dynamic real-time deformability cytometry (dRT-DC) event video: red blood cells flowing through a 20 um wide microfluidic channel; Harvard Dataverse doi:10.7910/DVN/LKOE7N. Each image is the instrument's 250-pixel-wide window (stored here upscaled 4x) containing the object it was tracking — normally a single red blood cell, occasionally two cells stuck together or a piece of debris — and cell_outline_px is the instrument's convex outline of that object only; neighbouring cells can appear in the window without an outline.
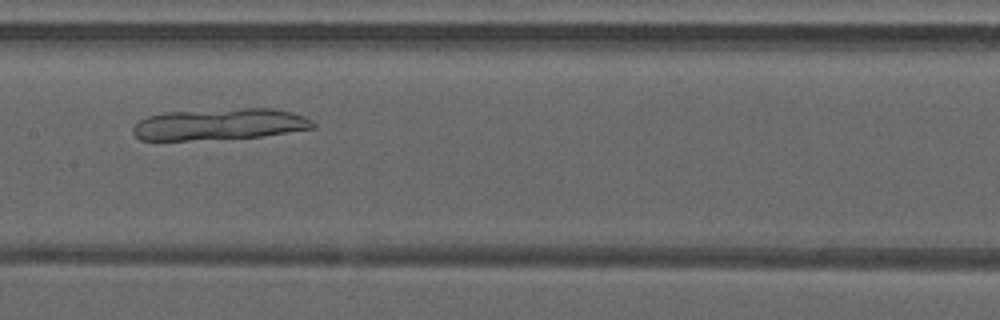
{"species": "common noctule bat (a hibernating species)", "species_latin": "Nyctalus noctula", "temperature_condition": "warm", "stored_images_in_passage": 46, "camera_frame_rate_fps": 3000, "um_per_image_px": 0.085, "animal": {"sex": "male", "forearm_length_mm": 52.5}, "frame": {"image": 1, "passage_image": 22, "time_ms": 7.0, "image_size_px": [1000, 320], "cell_outline_px": [[316, 128], [264, 136], [188, 140], [140, 140], [132, 132], [132, 128], [140, 120], [148, 116], [164, 112], [240, 108], [272, 108], [292, 112], [304, 116], [312, 120], [316, 124]], "centroid_in_image_um": [18.69, 10.55], "position_along_channel_um": 188.7, "area_um2": 33.12}}
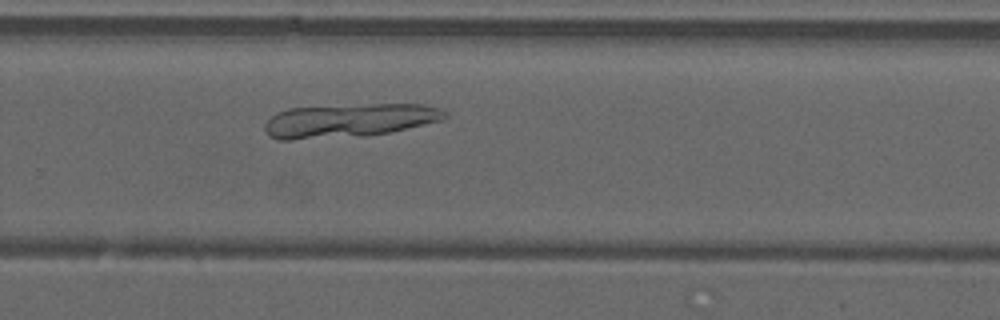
{"frame": {"image": 2, "passage_image": 30, "time_ms": 9.667, "image_size_px": [1000, 320], "cell_outline_px": [[444, 120], [388, 132], [368, 136], [292, 140], [280, 140], [268, 136], [264, 132], [264, 124], [276, 112], [288, 108], [372, 104], [424, 104], [440, 108], [444, 112]], "centroid_in_image_um": [29.61, 10.25], "position_along_channel_um": 300.2, "area_um2": 35.49}}
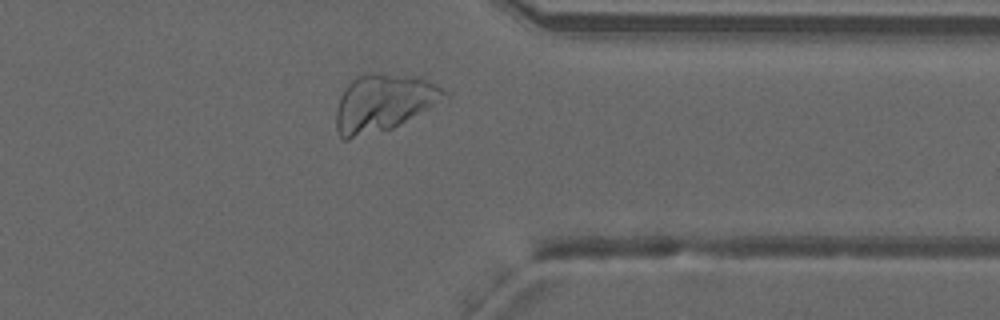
{"frame": {"image": 3, "passage_image": 36, "time_ms": 11.667, "image_size_px": [1000, 320], "cell_outline_px": [[448, 92], [440, 100], [428, 108], [392, 128], [348, 140], [344, 140], [340, 136], [336, 128], [336, 108], [340, 96], [344, 88], [356, 76], [368, 72], [372, 72], [420, 76], [436, 84]], "centroid_in_image_um": [32.53, 8.71], "position_along_channel_um": 378.9, "area_um2": 35.95}}